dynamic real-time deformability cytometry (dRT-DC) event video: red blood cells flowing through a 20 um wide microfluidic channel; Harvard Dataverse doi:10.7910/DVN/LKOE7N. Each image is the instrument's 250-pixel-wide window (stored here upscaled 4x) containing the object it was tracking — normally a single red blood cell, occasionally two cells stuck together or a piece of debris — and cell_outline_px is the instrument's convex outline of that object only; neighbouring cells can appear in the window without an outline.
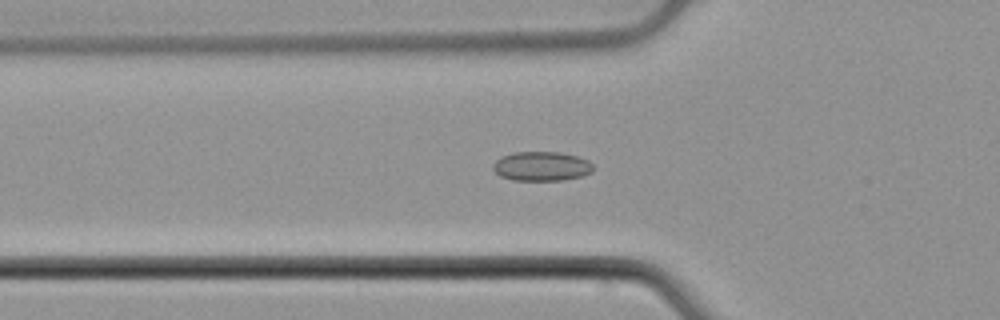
{"species": "common noctule bat (a hibernating species)", "species_latin": "Nyctalus noctula", "temperature_condition": "cold", "stored_images_in_passage": 48, "camera_frame_rate_fps": 3000, "um_per_image_px": 0.085, "animal": {"sex": "male", "body_mass_g": 21.5, "forearm_length_mm": 52.0}, "frame": {"image": 1, "passage_image": 19, "time_ms": 6.0, "image_size_px": [1000, 320], "cell_outline_px": [[592, 172], [580, 176], [564, 180], [512, 180], [500, 176], [492, 168], [492, 164], [500, 156], [512, 152], [560, 152], [576, 156], [588, 160], [592, 164]], "centroid_in_image_um": [45.99, 14.12], "position_along_channel_um": 79.8, "area_um2": 17.17}}
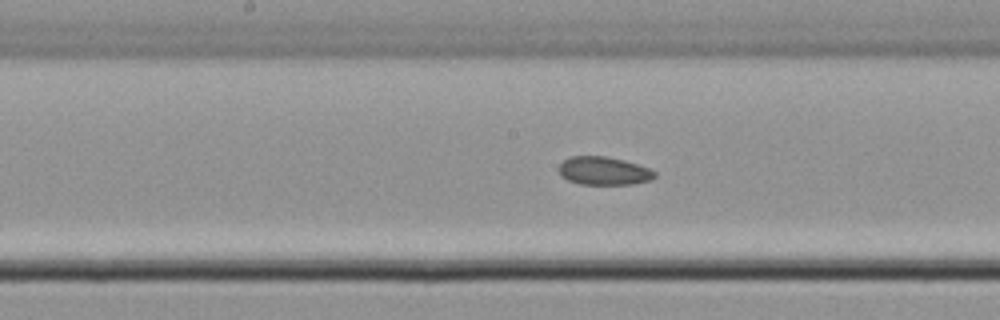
{"frame": {"image": 2, "passage_image": 28, "time_ms": 9.0, "image_size_px": [1000, 320], "cell_outline_px": [[656, 176], [652, 180], [632, 184], [580, 184], [568, 180], [560, 176], [560, 164], [564, 160], [572, 156], [608, 156], [624, 160], [648, 168], [656, 172]], "centroid_in_image_um": [51.33, 14.52], "position_along_channel_um": 196.9, "area_um2": 15.72}}
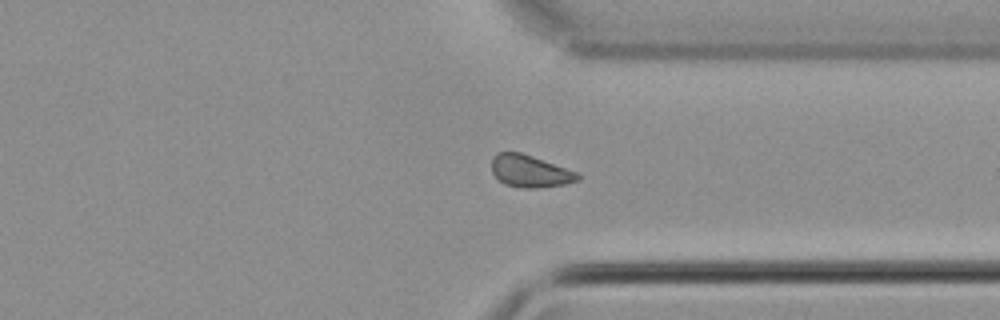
{"frame": {"image": 3, "passage_image": 41, "time_ms": 13.333, "image_size_px": [1000, 320], "cell_outline_px": [[580, 180], [564, 184], [544, 188], [524, 188], [504, 184], [492, 172], [492, 156], [496, 152], [520, 152], [532, 156], [576, 172], [580, 176]], "centroid_in_image_um": [45.03, 14.56], "position_along_channel_um": 366.4, "area_um2": 16.07}}